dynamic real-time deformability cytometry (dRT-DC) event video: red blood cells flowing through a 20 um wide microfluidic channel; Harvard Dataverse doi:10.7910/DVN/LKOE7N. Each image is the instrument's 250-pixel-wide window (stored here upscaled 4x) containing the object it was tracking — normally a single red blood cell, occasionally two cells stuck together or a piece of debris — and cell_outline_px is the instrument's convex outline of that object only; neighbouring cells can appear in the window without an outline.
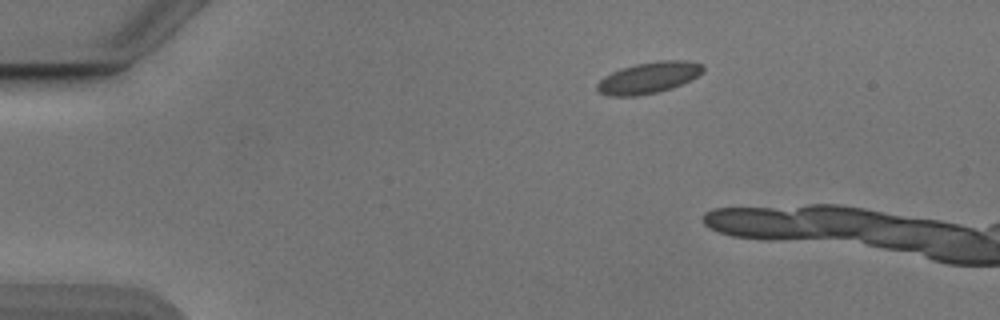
{"species": "Egyptian fruit bat (a non-hibernating species)", "species_latin": "Rousettus aegyptiacus", "temperature_condition": "cold", "stored_images_in_passage": 10, "camera_frame_rate_fps": 3000, "um_per_image_px": 0.085, "animal": {"sex": "male"}, "frame": {"image": 1, "passage_image": 1, "time_ms": 0.0, "image_size_px": [1000, 320], "cell_outline_px": [[704, 72], [672, 88], [660, 92], [636, 96], [608, 96], [596, 92], [596, 84], [604, 76], [612, 72], [636, 64], [660, 60], [688, 60], [704, 64]], "centroid_in_image_um": [55.12, 6.61], "position_along_channel_um": 29.9, "area_um2": 19.42}}
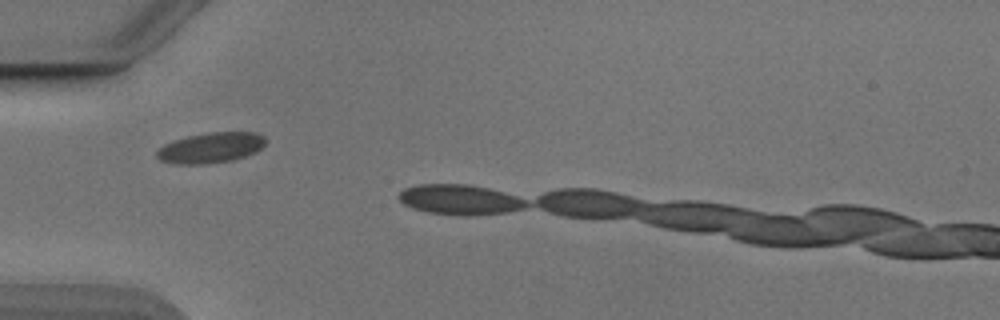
{"frame": {"image": 2, "passage_image": 9, "time_ms": 2.667, "image_size_px": [1000, 320], "cell_outline_px": [[264, 144], [256, 152], [232, 160], [208, 164], [172, 164], [160, 160], [156, 156], [156, 152], [164, 144], [172, 140], [188, 136], [208, 132], [252, 132], [264, 136]], "centroid_in_image_um": [17.87, 12.56], "position_along_channel_um": 67.1, "area_um2": 19.31}}